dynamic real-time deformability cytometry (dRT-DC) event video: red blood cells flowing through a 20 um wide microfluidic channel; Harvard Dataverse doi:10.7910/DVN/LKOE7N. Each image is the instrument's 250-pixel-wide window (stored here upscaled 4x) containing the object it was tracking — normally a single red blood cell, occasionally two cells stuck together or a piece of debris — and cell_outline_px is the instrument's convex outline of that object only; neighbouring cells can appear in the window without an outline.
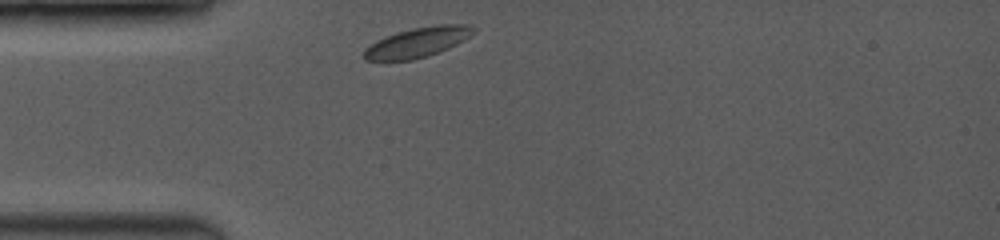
{"species": "common noctule bat (a hibernating species)", "species_latin": "Nyctalus noctula", "temperature_condition": "room temperature", "stored_images_in_passage": 35, "camera_frame_rate_fps": 3500, "um_per_image_px": 0.085, "animal": {"sex": "female", "body_mass_g": 19.0, "forearm_length_mm": 53.3}, "frame": {"image": 1, "passage_image": 1, "time_ms": 0.0, "image_size_px": [1000, 240], "cell_outline_px": [[476, 32], [464, 40], [448, 48], [412, 60], [364, 60], [364, 48], [376, 40], [384, 36], [396, 32], [412, 28], [436, 24], [468, 24], [476, 28]], "centroid_in_image_um": [35.5, 3.57], "position_along_channel_um": 49.5, "area_um2": 19.07}}
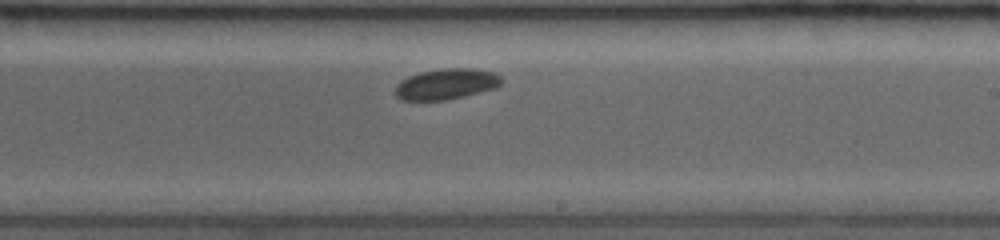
{"frame": {"image": 2, "passage_image": 20, "time_ms": 5.429, "image_size_px": [1000, 240], "cell_outline_px": [[504, 80], [496, 88], [448, 100], [400, 100], [396, 96], [396, 84], [408, 76], [420, 72], [440, 68], [472, 68], [496, 72]], "centroid_in_image_um": [37.96, 7.13], "position_along_channel_um": 251.0, "area_um2": 19.25}}
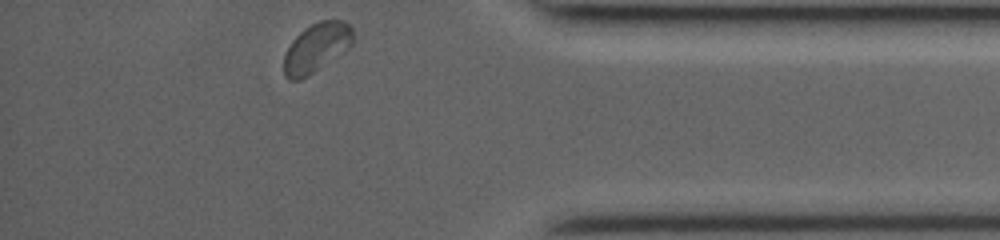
{"frame": {"image": 3, "passage_image": 35, "time_ms": 9.714, "image_size_px": [1000, 240], "cell_outline_px": [[356, 40], [348, 48], [308, 76], [300, 80], [288, 80], [284, 76], [284, 56], [292, 40], [304, 28], [320, 20], [344, 20], [352, 28]], "centroid_in_image_um": [26.91, 4.04], "position_along_channel_um": 408.3, "area_um2": 19.83}, "authors_computed_cell_mechanics": {"area_um2": 19.2474, "velocity_mm_per_s": 3.9396, "shape_relaxation_time_tau1_ms": 1.0126, "shape_relaxation_time_tau2_ms": null, "deformation_change_tau1": 0.0373, "deformation_change_tau2": null}}